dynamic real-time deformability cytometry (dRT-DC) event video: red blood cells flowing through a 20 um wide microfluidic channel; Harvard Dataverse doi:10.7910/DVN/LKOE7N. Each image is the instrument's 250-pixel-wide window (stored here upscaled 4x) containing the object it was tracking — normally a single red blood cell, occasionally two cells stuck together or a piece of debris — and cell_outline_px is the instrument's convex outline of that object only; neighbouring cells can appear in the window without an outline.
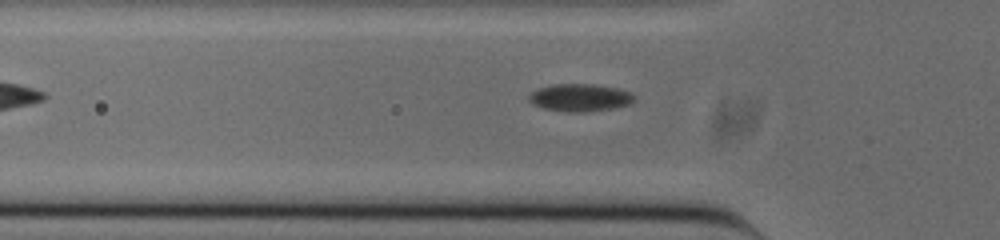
{"species": "common noctule bat (a hibernating species)", "species_latin": "Nyctalus noctula", "temperature_condition": "cold", "stored_images_in_passage": 33, "camera_frame_rate_fps": 3000, "um_per_image_px": 0.085, "animal": {"sex": "male", "body_mass_g": 20.0, "forearm_length_mm": 53.3}, "frame": {"image": 1, "passage_image": 2, "time_ms": 0.333, "image_size_px": [1000, 240], "cell_outline_px": [[632, 100], [628, 104], [612, 108], [584, 112], [568, 112], [544, 108], [532, 104], [528, 100], [528, 96], [532, 92], [540, 88], [552, 84], [592, 84], [616, 88], [628, 92], [632, 96]], "centroid_in_image_um": [49.22, 8.3], "position_along_channel_um": 76.6, "area_um2": 16.53}}
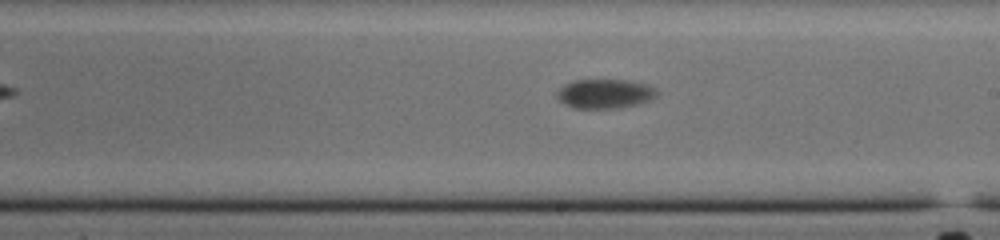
{"frame": {"image": 2, "passage_image": 15, "time_ms": 4.667, "image_size_px": [1000, 240], "cell_outline_px": [[656, 96], [648, 100], [636, 104], [616, 108], [572, 108], [560, 100], [556, 96], [560, 88], [564, 84], [572, 80], [628, 80], [648, 84], [656, 92]], "centroid_in_image_um": [51.37, 7.96], "position_along_channel_um": 237.6, "area_um2": 16.82}}
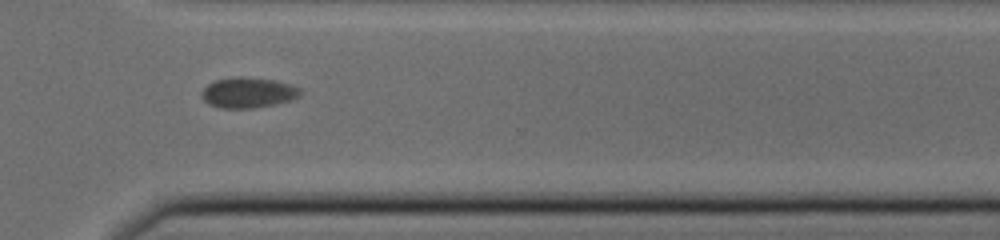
{"frame": {"image": 3, "passage_image": 24, "time_ms": 7.667, "image_size_px": [1000, 240], "cell_outline_px": [[300, 96], [292, 100], [276, 104], [256, 108], [220, 108], [208, 104], [200, 96], [200, 92], [208, 84], [216, 80], [272, 80], [288, 84], [300, 88]], "centroid_in_image_um": [21.08, 7.95], "position_along_channel_um": 349.5, "area_um2": 16.7}, "authors_computed_cell_mechanics": {"area_um2": 16.9932, "velocity_mm_per_s": 3.721, "shape_relaxation_time_tau1_ms": 1.7469, "shape_relaxation_time_tau2_ms": null, "deformation_change_tau1": 0.0342, "deformation_change_tau2": null}}